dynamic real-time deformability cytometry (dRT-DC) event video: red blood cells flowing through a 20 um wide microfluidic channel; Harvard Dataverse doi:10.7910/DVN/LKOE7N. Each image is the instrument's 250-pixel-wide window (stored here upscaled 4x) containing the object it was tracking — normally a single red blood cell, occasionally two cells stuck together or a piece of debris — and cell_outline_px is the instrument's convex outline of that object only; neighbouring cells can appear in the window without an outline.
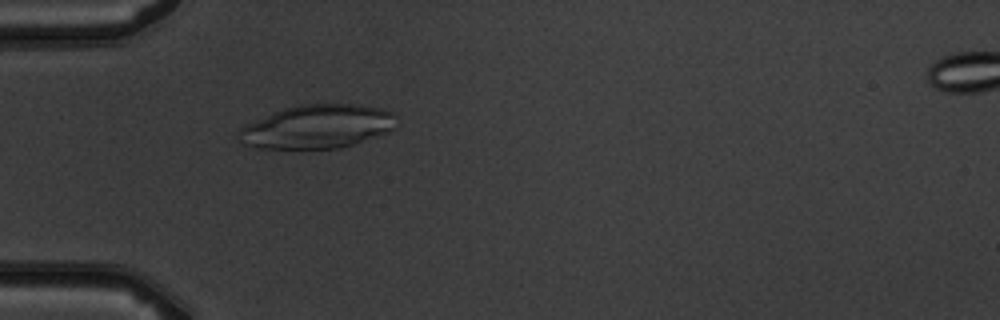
{"species": "common noctule bat (a hibernating species)", "species_latin": "Nyctalus noctula", "temperature_condition": "warm", "stored_images_in_passage": 2, "camera_frame_rate_fps": 3000, "um_per_image_px": 0.085, "animal": {"sex": "male", "body_mass_g": 19.5, "forearm_length_mm": 54.6}, "frame": {"image": 1, "passage_image": 1, "time_ms": 0.0, "image_size_px": [1000, 320], "cell_outline_px": [[396, 128], [388, 132], [340, 148], [260, 148], [240, 144], [240, 128], [244, 124], [284, 108], [300, 104], [352, 104], [380, 108], [396, 112]], "centroid_in_image_um": [26.99, 10.75], "position_along_channel_um": 58.0, "area_um2": 40.06}}